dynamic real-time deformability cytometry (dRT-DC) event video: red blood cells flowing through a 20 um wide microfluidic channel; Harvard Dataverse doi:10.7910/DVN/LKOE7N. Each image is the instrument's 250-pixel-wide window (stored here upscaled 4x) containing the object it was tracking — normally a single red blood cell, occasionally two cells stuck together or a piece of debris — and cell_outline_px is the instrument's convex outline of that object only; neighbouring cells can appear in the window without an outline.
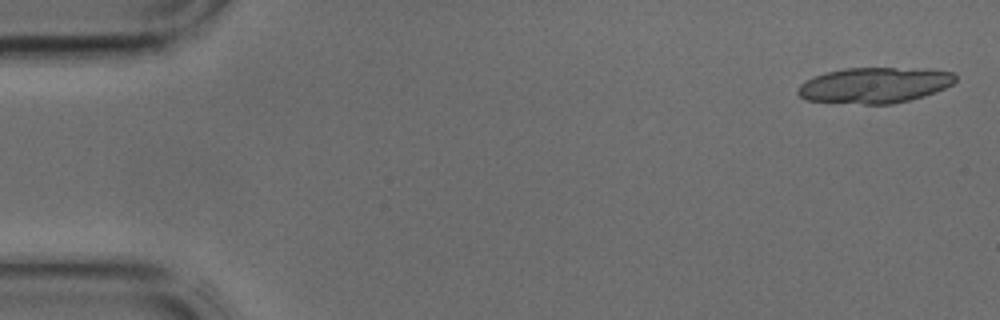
{"species": "common noctule bat (a hibernating species)", "species_latin": "Nyctalus noctula", "temperature_condition": "cold", "stored_images_in_passage": 15, "camera_frame_rate_fps": 3000, "um_per_image_px": 0.085, "animal": {"sex": "male", "body_mass_g": 17.9, "forearm_length_mm": 54.2}, "frame": {"image": 1, "passage_image": 1, "time_ms": 0.0, "image_size_px": [1000, 320], "cell_outline_px": [[956, 80], [952, 84], [936, 92], [924, 96], [892, 104], [864, 104], [804, 100], [796, 92], [800, 84], [816, 76], [828, 72], [844, 68], [924, 68], [952, 72], [956, 76]], "centroid_in_image_um": [74.36, 7.24], "position_along_channel_um": 10.6, "area_um2": 32.71}}